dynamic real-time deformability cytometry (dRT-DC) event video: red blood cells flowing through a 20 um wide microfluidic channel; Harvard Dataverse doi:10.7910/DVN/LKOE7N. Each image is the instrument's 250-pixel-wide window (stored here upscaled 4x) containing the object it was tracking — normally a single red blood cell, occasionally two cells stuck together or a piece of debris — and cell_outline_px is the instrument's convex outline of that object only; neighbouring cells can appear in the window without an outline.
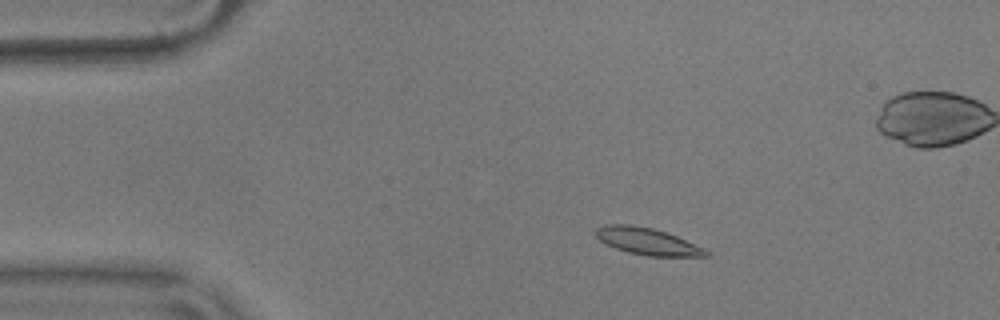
{"species": "common noctule bat (a hibernating species)", "species_latin": "Nyctalus noctula", "temperature_condition": "warm", "stored_images_in_passage": 56, "camera_frame_rate_fps": 3000, "um_per_image_px": 0.085, "animal": {"sex": "male", "body_mass_g": 17.9}, "frame": {"image": 1, "passage_image": 9, "time_ms": 2.667, "image_size_px": [1000, 320], "cell_outline_px": [[712, 256], [648, 256], [628, 252], [604, 244], [596, 236], [596, 228], [608, 224], [632, 224], [652, 228], [676, 236], [704, 248], [712, 252]], "centroid_in_image_um": [55.04, 20.52], "position_along_channel_um": 30.0, "area_um2": 17.22}}
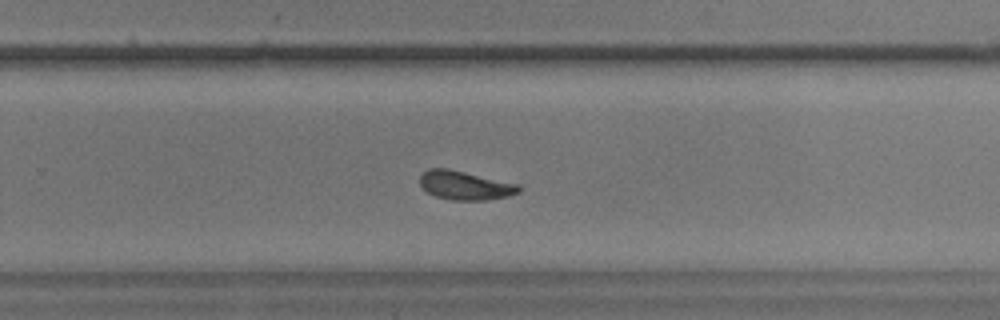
{"frame": {"image": 2, "passage_image": 35, "time_ms": 11.333, "image_size_px": [1000, 320], "cell_outline_px": [[520, 192], [508, 196], [484, 200], [452, 200], [436, 196], [428, 192], [420, 184], [420, 176], [428, 168], [448, 168], [520, 184]], "centroid_in_image_um": [39.55, 15.75], "position_along_channel_um": 290.3, "area_um2": 16.59}}
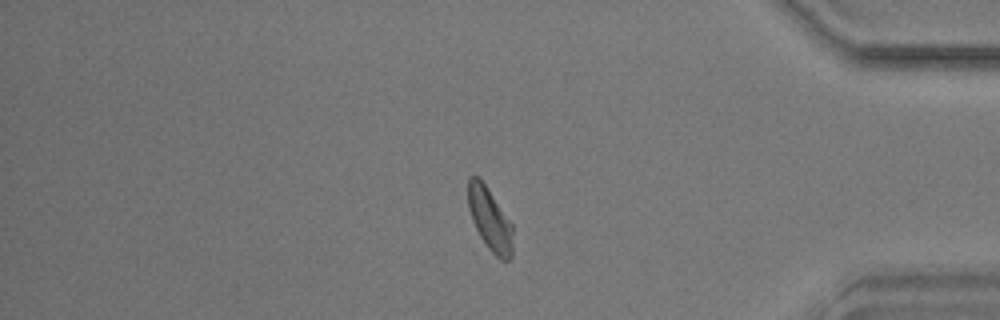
{"frame": {"image": 3, "passage_image": 46, "time_ms": 15.0, "image_size_px": [1000, 320], "cell_outline_px": [[512, 256], [508, 260], [500, 260], [488, 248], [480, 236], [472, 220], [468, 208], [468, 176], [480, 176], [512, 224]], "centroid_in_image_um": [41.62, 18.61], "position_along_channel_um": 393.6, "area_um2": 16.36}, "authors_computed_cell_mechanics": {"area_um2": 16.762, "velocity_mm_per_s": 3.5909, "shape_relaxation_time_tau1_ms": 2.4153, "shape_relaxation_time_tau2_ms": 2.7104, "deformation_change_tau1": 0.1649, "deformation_change_tau2": 0.1079}}